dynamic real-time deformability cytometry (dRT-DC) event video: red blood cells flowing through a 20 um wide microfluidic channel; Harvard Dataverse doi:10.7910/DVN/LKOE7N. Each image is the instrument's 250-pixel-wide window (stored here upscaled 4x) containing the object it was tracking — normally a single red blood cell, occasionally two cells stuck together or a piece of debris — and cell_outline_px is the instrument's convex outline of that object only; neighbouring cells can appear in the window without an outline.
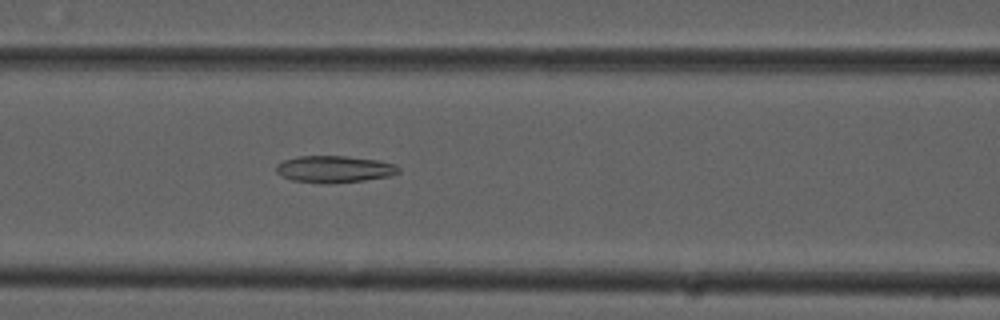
{"species": "common noctule bat (a hibernating species)", "species_latin": "Nyctalus noctula", "temperature_condition": "cold", "stored_images_in_passage": 51, "camera_frame_rate_fps": 3000, "um_per_image_px": 0.085, "animal": {"sex": "male", "forearm_length_mm": 52.5}, "frame": {"image": 1, "passage_image": 20, "time_ms": 6.333, "image_size_px": [1000, 320], "cell_outline_px": [[400, 172], [392, 176], [364, 180], [328, 184], [292, 180], [280, 176], [276, 172], [276, 164], [284, 160], [296, 156], [344, 156], [376, 160], [396, 164], [400, 168]], "centroid_in_image_um": [28.41, 14.38], "position_along_channel_um": 138.2, "area_um2": 19.31}}
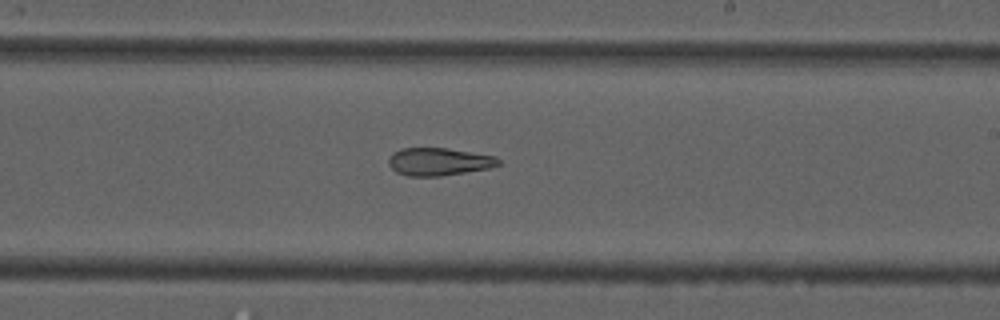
{"frame": {"image": 2, "passage_image": 29, "time_ms": 9.333, "image_size_px": [1000, 320], "cell_outline_px": [[500, 164], [492, 168], [440, 176], [408, 176], [396, 172], [388, 164], [388, 160], [392, 152], [400, 148], [448, 148], [496, 156], [500, 160]], "centroid_in_image_um": [37.31, 13.74], "position_along_channel_um": 251.7, "area_um2": 17.92}}
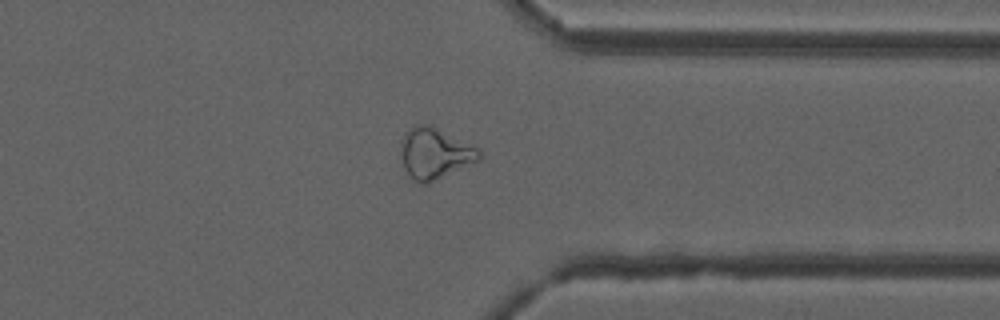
{"frame": {"image": 3, "passage_image": 39, "time_ms": 12.667, "image_size_px": [1000, 320], "cell_outline_px": [[480, 160], [428, 184], [420, 184], [412, 180], [408, 176], [400, 160], [400, 140], [404, 132], [416, 124], [428, 124], [480, 148]], "centroid_in_image_um": [36.91, 13.05], "position_along_channel_um": 374.5, "area_um2": 23.76}, "authors_computed_cell_mechanics": {"area_um2": 22.7154, "velocity_mm_per_s": 3.794, "shape_relaxation_time_tau1_ms": null, "shape_relaxation_time_tau2_ms": 6.8951, "deformation_change_tau1": null, "deformation_change_tau2": 0.1867}}